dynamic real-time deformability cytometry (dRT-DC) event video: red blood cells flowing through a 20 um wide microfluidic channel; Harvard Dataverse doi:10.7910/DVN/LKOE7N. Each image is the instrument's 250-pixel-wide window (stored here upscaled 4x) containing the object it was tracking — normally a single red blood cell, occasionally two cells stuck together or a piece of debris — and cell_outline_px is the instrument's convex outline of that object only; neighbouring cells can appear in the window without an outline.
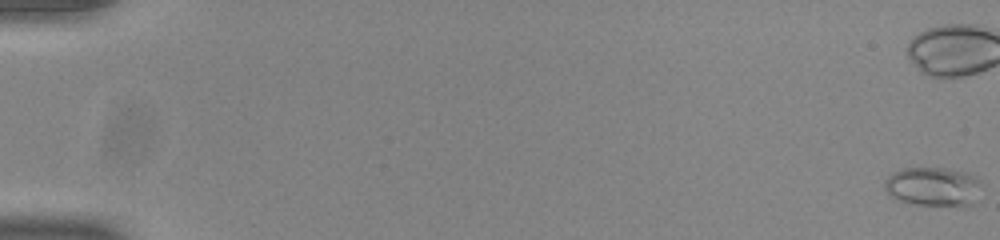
{"species": "common noctule bat (a hibernating species)", "species_latin": "Nyctalus noctula", "temperature_condition": "room temperature", "stored_images_in_passage": 56, "camera_frame_rate_fps": 3000, "um_per_image_px": 0.085, "animal": {"sex": "male", "body_mass_g": 20.0, "forearm_length_mm": 53.3}, "frame": {"image": 1, "passage_image": 1, "time_ms": 0.0, "image_size_px": [1000, 240], "cell_outline_px": [[984, 184], [976, 204], [916, 204], [900, 200], [892, 196], [884, 188], [884, 184], [888, 176], [892, 172], [900, 168], [944, 168], [964, 172], [976, 176]], "centroid_in_image_um": [79.37, 15.83], "position_along_channel_um": 5.6, "area_um2": 22.02}, "authors_computed_cell_mechanics": {"area_um2": 17.1088, "velocity_mm_per_s": 3.8974, "shape_relaxation_time_tau1_ms": null, "shape_relaxation_time_tau2_ms": 1.0283, "deformation_change_tau1": null, "deformation_change_tau2": 0.0556}}